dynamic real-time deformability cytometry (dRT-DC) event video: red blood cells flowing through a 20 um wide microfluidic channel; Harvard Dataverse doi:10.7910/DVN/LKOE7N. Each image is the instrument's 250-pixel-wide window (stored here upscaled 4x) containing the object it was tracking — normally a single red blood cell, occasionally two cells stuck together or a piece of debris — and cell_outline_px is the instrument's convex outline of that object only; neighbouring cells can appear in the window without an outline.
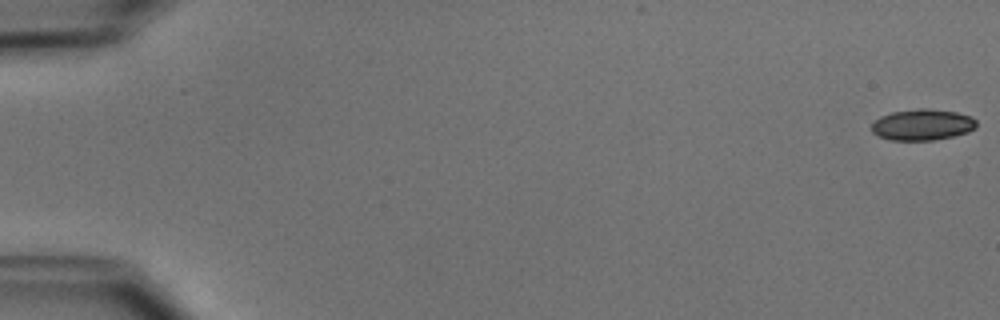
{"species": "common noctule bat (a hibernating species)", "species_latin": "Nyctalus noctula", "temperature_condition": "cold", "stored_images_in_passage": 52, "camera_frame_rate_fps": 3000, "um_per_image_px": 0.085, "animal": {"sex": "male", "body_mass_g": 15.6}, "frame": {"image": 1, "passage_image": 1, "time_ms": 0.0, "image_size_px": [1000, 320], "cell_outline_px": [[976, 128], [968, 132], [952, 136], [932, 140], [892, 140], [880, 136], [872, 132], [872, 124], [880, 116], [892, 112], [916, 108], [928, 108], [956, 112], [972, 116], [976, 120]], "centroid_in_image_um": [78.42, 10.59], "position_along_channel_um": 6.6, "area_um2": 19.02}}
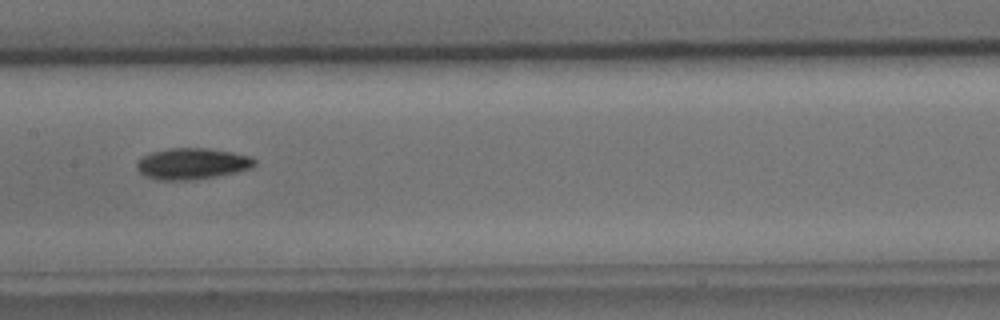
{"frame": {"image": 2, "passage_image": 27, "time_ms": 8.667, "image_size_px": [1000, 320], "cell_outline_px": [[256, 164], [252, 168], [236, 172], [216, 176], [192, 180], [156, 180], [140, 172], [136, 168], [136, 164], [144, 156], [152, 152], [168, 148], [208, 148], [232, 152], [248, 156], [256, 160]], "centroid_in_image_um": [16.35, 13.91], "position_along_channel_um": 191.1, "area_um2": 21.33}}
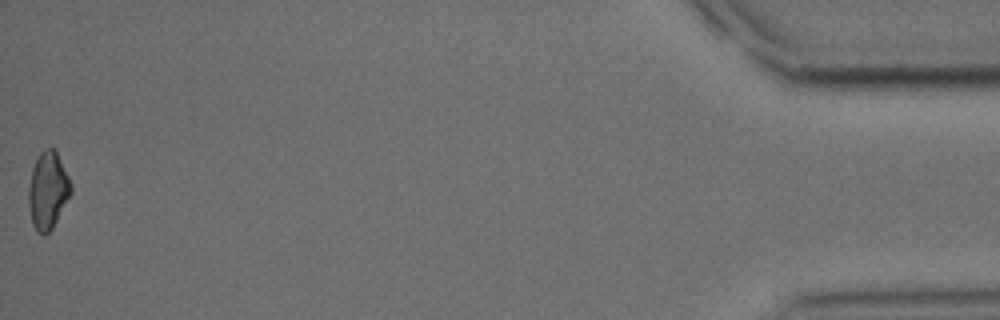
{"frame": {"image": 3, "passage_image": 52, "time_ms": 17.0, "image_size_px": [1000, 320], "cell_outline_px": [[72, 192], [52, 228], [44, 236], [36, 232], [32, 224], [28, 204], [28, 188], [32, 168], [40, 152], [48, 148], [56, 148], [72, 184]], "centroid_in_image_um": [4.07, 16.18], "position_along_channel_um": 431.1, "area_um2": 19.25}, "authors_computed_cell_mechanics": {"area_um2": 19.7676, "velocity_mm_per_s": 3.9573, "shape_relaxation_time_tau1_ms": 3.0832, "shape_relaxation_time_tau2_ms": null, "deformation_change_tau1": 0.1013, "deformation_change_tau2": null}}